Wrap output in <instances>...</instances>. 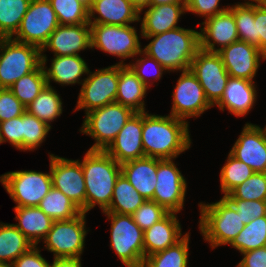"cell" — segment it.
<instances>
[{"label": "cell", "mask_w": 266, "mask_h": 267, "mask_svg": "<svg viewBox=\"0 0 266 267\" xmlns=\"http://www.w3.org/2000/svg\"><path fill=\"white\" fill-rule=\"evenodd\" d=\"M0 267H14L13 263H1L0 262Z\"/></svg>", "instance_id": "680465c9"}, {"label": "cell", "mask_w": 266, "mask_h": 267, "mask_svg": "<svg viewBox=\"0 0 266 267\" xmlns=\"http://www.w3.org/2000/svg\"><path fill=\"white\" fill-rule=\"evenodd\" d=\"M230 77L253 81L260 60L266 56L254 45L245 41H235L217 52Z\"/></svg>", "instance_id": "e0dca14e"}, {"label": "cell", "mask_w": 266, "mask_h": 267, "mask_svg": "<svg viewBox=\"0 0 266 267\" xmlns=\"http://www.w3.org/2000/svg\"><path fill=\"white\" fill-rule=\"evenodd\" d=\"M87 75L89 76L83 79L81 84L82 88L75 111L85 109L87 113L115 102L119 80V63L98 69L93 73L89 70Z\"/></svg>", "instance_id": "7c38bea8"}, {"label": "cell", "mask_w": 266, "mask_h": 267, "mask_svg": "<svg viewBox=\"0 0 266 267\" xmlns=\"http://www.w3.org/2000/svg\"><path fill=\"white\" fill-rule=\"evenodd\" d=\"M223 197L225 199L266 201V173L254 172L251 177Z\"/></svg>", "instance_id": "ab89813d"}, {"label": "cell", "mask_w": 266, "mask_h": 267, "mask_svg": "<svg viewBox=\"0 0 266 267\" xmlns=\"http://www.w3.org/2000/svg\"><path fill=\"white\" fill-rule=\"evenodd\" d=\"M156 182L152 200L168 212H180L184 206L187 183L173 159L157 158Z\"/></svg>", "instance_id": "5bb4252c"}, {"label": "cell", "mask_w": 266, "mask_h": 267, "mask_svg": "<svg viewBox=\"0 0 266 267\" xmlns=\"http://www.w3.org/2000/svg\"><path fill=\"white\" fill-rule=\"evenodd\" d=\"M139 9L148 5L149 0H131Z\"/></svg>", "instance_id": "11a10c76"}, {"label": "cell", "mask_w": 266, "mask_h": 267, "mask_svg": "<svg viewBox=\"0 0 266 267\" xmlns=\"http://www.w3.org/2000/svg\"><path fill=\"white\" fill-rule=\"evenodd\" d=\"M0 182L17 204L15 207L38 206L52 188L51 172L12 171L1 175Z\"/></svg>", "instance_id": "ba28073f"}, {"label": "cell", "mask_w": 266, "mask_h": 267, "mask_svg": "<svg viewBox=\"0 0 266 267\" xmlns=\"http://www.w3.org/2000/svg\"><path fill=\"white\" fill-rule=\"evenodd\" d=\"M79 2L83 3L88 9L91 6L93 0H78Z\"/></svg>", "instance_id": "9f6ffc18"}, {"label": "cell", "mask_w": 266, "mask_h": 267, "mask_svg": "<svg viewBox=\"0 0 266 267\" xmlns=\"http://www.w3.org/2000/svg\"><path fill=\"white\" fill-rule=\"evenodd\" d=\"M46 86V75L41 64L33 72L18 79L9 89L27 107Z\"/></svg>", "instance_id": "d590c367"}, {"label": "cell", "mask_w": 266, "mask_h": 267, "mask_svg": "<svg viewBox=\"0 0 266 267\" xmlns=\"http://www.w3.org/2000/svg\"><path fill=\"white\" fill-rule=\"evenodd\" d=\"M86 186V213L99 205L104 212L112 195L121 164L103 150H88L81 161Z\"/></svg>", "instance_id": "3957f363"}, {"label": "cell", "mask_w": 266, "mask_h": 267, "mask_svg": "<svg viewBox=\"0 0 266 267\" xmlns=\"http://www.w3.org/2000/svg\"><path fill=\"white\" fill-rule=\"evenodd\" d=\"M37 246H32L27 252L19 256L14 262V267H50L45 258L40 254Z\"/></svg>", "instance_id": "f907efd6"}, {"label": "cell", "mask_w": 266, "mask_h": 267, "mask_svg": "<svg viewBox=\"0 0 266 267\" xmlns=\"http://www.w3.org/2000/svg\"><path fill=\"white\" fill-rule=\"evenodd\" d=\"M242 253L266 246V216L254 219L229 244Z\"/></svg>", "instance_id": "8d00e7d4"}, {"label": "cell", "mask_w": 266, "mask_h": 267, "mask_svg": "<svg viewBox=\"0 0 266 267\" xmlns=\"http://www.w3.org/2000/svg\"><path fill=\"white\" fill-rule=\"evenodd\" d=\"M50 129L45 122L26 111L23 114L24 151L37 149Z\"/></svg>", "instance_id": "b9f144b4"}, {"label": "cell", "mask_w": 266, "mask_h": 267, "mask_svg": "<svg viewBox=\"0 0 266 267\" xmlns=\"http://www.w3.org/2000/svg\"><path fill=\"white\" fill-rule=\"evenodd\" d=\"M189 69L204 89L209 103L215 106L222 98L230 78L220 55L217 52H207L199 49Z\"/></svg>", "instance_id": "4fadbf2b"}, {"label": "cell", "mask_w": 266, "mask_h": 267, "mask_svg": "<svg viewBox=\"0 0 266 267\" xmlns=\"http://www.w3.org/2000/svg\"><path fill=\"white\" fill-rule=\"evenodd\" d=\"M111 221L110 247L127 267H140L144 260V231L132 215L103 212Z\"/></svg>", "instance_id": "52a82bcc"}, {"label": "cell", "mask_w": 266, "mask_h": 267, "mask_svg": "<svg viewBox=\"0 0 266 267\" xmlns=\"http://www.w3.org/2000/svg\"><path fill=\"white\" fill-rule=\"evenodd\" d=\"M239 213L246 225L250 221L266 216V201L226 199Z\"/></svg>", "instance_id": "f6af8a7d"}, {"label": "cell", "mask_w": 266, "mask_h": 267, "mask_svg": "<svg viewBox=\"0 0 266 267\" xmlns=\"http://www.w3.org/2000/svg\"><path fill=\"white\" fill-rule=\"evenodd\" d=\"M0 140L24 151L23 115L0 122Z\"/></svg>", "instance_id": "ee69618b"}, {"label": "cell", "mask_w": 266, "mask_h": 267, "mask_svg": "<svg viewBox=\"0 0 266 267\" xmlns=\"http://www.w3.org/2000/svg\"><path fill=\"white\" fill-rule=\"evenodd\" d=\"M59 24H89V9L78 0H49Z\"/></svg>", "instance_id": "f35d334b"}, {"label": "cell", "mask_w": 266, "mask_h": 267, "mask_svg": "<svg viewBox=\"0 0 266 267\" xmlns=\"http://www.w3.org/2000/svg\"><path fill=\"white\" fill-rule=\"evenodd\" d=\"M169 212L157 202L146 200L132 214L135 223L143 230H147L153 224L163 219Z\"/></svg>", "instance_id": "7bdbcfd3"}, {"label": "cell", "mask_w": 266, "mask_h": 267, "mask_svg": "<svg viewBox=\"0 0 266 267\" xmlns=\"http://www.w3.org/2000/svg\"><path fill=\"white\" fill-rule=\"evenodd\" d=\"M142 144L147 157L177 158L191 145L188 121L143 112Z\"/></svg>", "instance_id": "6da1fadb"}, {"label": "cell", "mask_w": 266, "mask_h": 267, "mask_svg": "<svg viewBox=\"0 0 266 267\" xmlns=\"http://www.w3.org/2000/svg\"><path fill=\"white\" fill-rule=\"evenodd\" d=\"M254 46L266 56V7L254 3Z\"/></svg>", "instance_id": "c3c4849f"}, {"label": "cell", "mask_w": 266, "mask_h": 267, "mask_svg": "<svg viewBox=\"0 0 266 267\" xmlns=\"http://www.w3.org/2000/svg\"><path fill=\"white\" fill-rule=\"evenodd\" d=\"M141 54H144L145 58L141 57V58L137 59L135 63L127 64V65L132 69V71L136 74V76L146 86L151 87L149 85L150 81H147L148 79H147L146 67H148V66H146V65H149V68L152 69L151 71L154 70V72H152V73H154V76L152 77V79H155V80H160L161 76L163 74V71H166V69L159 62H157L154 58L149 57L143 51L141 52Z\"/></svg>", "instance_id": "7dc6e473"}, {"label": "cell", "mask_w": 266, "mask_h": 267, "mask_svg": "<svg viewBox=\"0 0 266 267\" xmlns=\"http://www.w3.org/2000/svg\"><path fill=\"white\" fill-rule=\"evenodd\" d=\"M121 173L146 200H152L157 177V158L142 157L121 164Z\"/></svg>", "instance_id": "484cf974"}, {"label": "cell", "mask_w": 266, "mask_h": 267, "mask_svg": "<svg viewBox=\"0 0 266 267\" xmlns=\"http://www.w3.org/2000/svg\"><path fill=\"white\" fill-rule=\"evenodd\" d=\"M142 37L154 38L142 51L167 71L188 70L200 49L199 32L192 29L179 27L165 33Z\"/></svg>", "instance_id": "7a4b0ae2"}, {"label": "cell", "mask_w": 266, "mask_h": 267, "mask_svg": "<svg viewBox=\"0 0 266 267\" xmlns=\"http://www.w3.org/2000/svg\"><path fill=\"white\" fill-rule=\"evenodd\" d=\"M81 258H54L53 263L50 267H82L81 266Z\"/></svg>", "instance_id": "f5cc1de1"}, {"label": "cell", "mask_w": 266, "mask_h": 267, "mask_svg": "<svg viewBox=\"0 0 266 267\" xmlns=\"http://www.w3.org/2000/svg\"><path fill=\"white\" fill-rule=\"evenodd\" d=\"M42 64L37 46L0 38V88H9Z\"/></svg>", "instance_id": "8992f818"}, {"label": "cell", "mask_w": 266, "mask_h": 267, "mask_svg": "<svg viewBox=\"0 0 266 267\" xmlns=\"http://www.w3.org/2000/svg\"><path fill=\"white\" fill-rule=\"evenodd\" d=\"M199 206V228L212 249L230 244L245 226L239 213L224 197L212 204L201 202Z\"/></svg>", "instance_id": "277c9868"}, {"label": "cell", "mask_w": 266, "mask_h": 267, "mask_svg": "<svg viewBox=\"0 0 266 267\" xmlns=\"http://www.w3.org/2000/svg\"><path fill=\"white\" fill-rule=\"evenodd\" d=\"M62 100L52 86H46L39 95L26 107V111L51 127L49 122L54 121L62 114Z\"/></svg>", "instance_id": "d6a6232c"}, {"label": "cell", "mask_w": 266, "mask_h": 267, "mask_svg": "<svg viewBox=\"0 0 266 267\" xmlns=\"http://www.w3.org/2000/svg\"><path fill=\"white\" fill-rule=\"evenodd\" d=\"M176 217V213L169 212L163 219L144 231V258L165 250L184 237Z\"/></svg>", "instance_id": "cb8c5ba5"}, {"label": "cell", "mask_w": 266, "mask_h": 267, "mask_svg": "<svg viewBox=\"0 0 266 267\" xmlns=\"http://www.w3.org/2000/svg\"><path fill=\"white\" fill-rule=\"evenodd\" d=\"M59 25L49 0H31L18 30L11 38L41 49Z\"/></svg>", "instance_id": "9c48e42d"}, {"label": "cell", "mask_w": 266, "mask_h": 267, "mask_svg": "<svg viewBox=\"0 0 266 267\" xmlns=\"http://www.w3.org/2000/svg\"><path fill=\"white\" fill-rule=\"evenodd\" d=\"M226 161L220 171V187L224 196L229 194L235 187L242 184L254 173L247 164L236 159L230 153Z\"/></svg>", "instance_id": "74e56055"}, {"label": "cell", "mask_w": 266, "mask_h": 267, "mask_svg": "<svg viewBox=\"0 0 266 267\" xmlns=\"http://www.w3.org/2000/svg\"><path fill=\"white\" fill-rule=\"evenodd\" d=\"M38 207L54 221L77 217L81 210L60 190L52 187Z\"/></svg>", "instance_id": "836d02e7"}, {"label": "cell", "mask_w": 266, "mask_h": 267, "mask_svg": "<svg viewBox=\"0 0 266 267\" xmlns=\"http://www.w3.org/2000/svg\"><path fill=\"white\" fill-rule=\"evenodd\" d=\"M148 8L141 21V36H153L165 33L177 26L181 15L186 11V3H170L161 5H147L140 9V14L144 8Z\"/></svg>", "instance_id": "603a6c76"}, {"label": "cell", "mask_w": 266, "mask_h": 267, "mask_svg": "<svg viewBox=\"0 0 266 267\" xmlns=\"http://www.w3.org/2000/svg\"><path fill=\"white\" fill-rule=\"evenodd\" d=\"M52 187L60 190L86 213V186L79 160H69L50 154Z\"/></svg>", "instance_id": "9a60e30c"}, {"label": "cell", "mask_w": 266, "mask_h": 267, "mask_svg": "<svg viewBox=\"0 0 266 267\" xmlns=\"http://www.w3.org/2000/svg\"><path fill=\"white\" fill-rule=\"evenodd\" d=\"M91 48L123 58L135 57L142 52L139 37L133 26L90 24Z\"/></svg>", "instance_id": "8fae6325"}, {"label": "cell", "mask_w": 266, "mask_h": 267, "mask_svg": "<svg viewBox=\"0 0 266 267\" xmlns=\"http://www.w3.org/2000/svg\"><path fill=\"white\" fill-rule=\"evenodd\" d=\"M189 236V233H186L176 244L145 257L140 267H187Z\"/></svg>", "instance_id": "1f68e13d"}, {"label": "cell", "mask_w": 266, "mask_h": 267, "mask_svg": "<svg viewBox=\"0 0 266 267\" xmlns=\"http://www.w3.org/2000/svg\"><path fill=\"white\" fill-rule=\"evenodd\" d=\"M252 2H255L260 6L266 7V0H252Z\"/></svg>", "instance_id": "6f0895ef"}, {"label": "cell", "mask_w": 266, "mask_h": 267, "mask_svg": "<svg viewBox=\"0 0 266 267\" xmlns=\"http://www.w3.org/2000/svg\"><path fill=\"white\" fill-rule=\"evenodd\" d=\"M145 201L121 173L115 183L110 206L104 212L132 215Z\"/></svg>", "instance_id": "f546056e"}, {"label": "cell", "mask_w": 266, "mask_h": 267, "mask_svg": "<svg viewBox=\"0 0 266 267\" xmlns=\"http://www.w3.org/2000/svg\"><path fill=\"white\" fill-rule=\"evenodd\" d=\"M229 153L254 172L266 173V126L246 123Z\"/></svg>", "instance_id": "ac0fdd59"}, {"label": "cell", "mask_w": 266, "mask_h": 267, "mask_svg": "<svg viewBox=\"0 0 266 267\" xmlns=\"http://www.w3.org/2000/svg\"><path fill=\"white\" fill-rule=\"evenodd\" d=\"M134 113L117 102L87 112L80 131L95 140L89 150L105 151Z\"/></svg>", "instance_id": "5b68a950"}, {"label": "cell", "mask_w": 266, "mask_h": 267, "mask_svg": "<svg viewBox=\"0 0 266 267\" xmlns=\"http://www.w3.org/2000/svg\"><path fill=\"white\" fill-rule=\"evenodd\" d=\"M15 219L19 222L14 224L34 245L37 246L50 231L54 220L46 215L38 206L14 207Z\"/></svg>", "instance_id": "f1b7e54d"}, {"label": "cell", "mask_w": 266, "mask_h": 267, "mask_svg": "<svg viewBox=\"0 0 266 267\" xmlns=\"http://www.w3.org/2000/svg\"><path fill=\"white\" fill-rule=\"evenodd\" d=\"M142 128L143 112H135L105 151L119 164L145 157Z\"/></svg>", "instance_id": "d6986e66"}, {"label": "cell", "mask_w": 266, "mask_h": 267, "mask_svg": "<svg viewBox=\"0 0 266 267\" xmlns=\"http://www.w3.org/2000/svg\"><path fill=\"white\" fill-rule=\"evenodd\" d=\"M85 217L86 213L81 212L75 218L53 222L43 242L45 249L53 252L54 258H81L88 231Z\"/></svg>", "instance_id": "30bf717a"}, {"label": "cell", "mask_w": 266, "mask_h": 267, "mask_svg": "<svg viewBox=\"0 0 266 267\" xmlns=\"http://www.w3.org/2000/svg\"><path fill=\"white\" fill-rule=\"evenodd\" d=\"M41 59L48 86H51V80L62 86L76 83L82 84L80 77L83 74H88L89 71L87 63L80 55L55 56L52 59L50 68L45 65L48 60L46 55L41 53Z\"/></svg>", "instance_id": "4316f807"}, {"label": "cell", "mask_w": 266, "mask_h": 267, "mask_svg": "<svg viewBox=\"0 0 266 267\" xmlns=\"http://www.w3.org/2000/svg\"><path fill=\"white\" fill-rule=\"evenodd\" d=\"M243 259L237 267H266V246L242 253Z\"/></svg>", "instance_id": "816d5d0a"}, {"label": "cell", "mask_w": 266, "mask_h": 267, "mask_svg": "<svg viewBox=\"0 0 266 267\" xmlns=\"http://www.w3.org/2000/svg\"><path fill=\"white\" fill-rule=\"evenodd\" d=\"M254 81L230 77L220 101L216 104L220 110L225 107L233 115L245 116L254 106L257 93Z\"/></svg>", "instance_id": "d4e9b609"}, {"label": "cell", "mask_w": 266, "mask_h": 267, "mask_svg": "<svg viewBox=\"0 0 266 267\" xmlns=\"http://www.w3.org/2000/svg\"><path fill=\"white\" fill-rule=\"evenodd\" d=\"M249 1L228 7L233 12L239 40L254 45V2Z\"/></svg>", "instance_id": "60d3db41"}, {"label": "cell", "mask_w": 266, "mask_h": 267, "mask_svg": "<svg viewBox=\"0 0 266 267\" xmlns=\"http://www.w3.org/2000/svg\"><path fill=\"white\" fill-rule=\"evenodd\" d=\"M123 62V60L119 62V80L115 102L131 108L134 112H145L143 98L149 87Z\"/></svg>", "instance_id": "83f0119b"}, {"label": "cell", "mask_w": 266, "mask_h": 267, "mask_svg": "<svg viewBox=\"0 0 266 267\" xmlns=\"http://www.w3.org/2000/svg\"><path fill=\"white\" fill-rule=\"evenodd\" d=\"M199 32L200 49L207 52H218L220 49L238 41V32L233 12L228 8L218 15L211 16L202 22ZM216 44L221 48H216Z\"/></svg>", "instance_id": "ffe728a7"}, {"label": "cell", "mask_w": 266, "mask_h": 267, "mask_svg": "<svg viewBox=\"0 0 266 267\" xmlns=\"http://www.w3.org/2000/svg\"><path fill=\"white\" fill-rule=\"evenodd\" d=\"M140 17V9L131 0H93L89 7V24L126 26Z\"/></svg>", "instance_id": "7402d4cb"}, {"label": "cell", "mask_w": 266, "mask_h": 267, "mask_svg": "<svg viewBox=\"0 0 266 267\" xmlns=\"http://www.w3.org/2000/svg\"><path fill=\"white\" fill-rule=\"evenodd\" d=\"M32 246L34 245L14 224L0 223L1 263H13Z\"/></svg>", "instance_id": "4dcf8cb0"}, {"label": "cell", "mask_w": 266, "mask_h": 267, "mask_svg": "<svg viewBox=\"0 0 266 267\" xmlns=\"http://www.w3.org/2000/svg\"><path fill=\"white\" fill-rule=\"evenodd\" d=\"M220 0H186V11L209 18L226 11L229 7H219Z\"/></svg>", "instance_id": "681fc988"}, {"label": "cell", "mask_w": 266, "mask_h": 267, "mask_svg": "<svg viewBox=\"0 0 266 267\" xmlns=\"http://www.w3.org/2000/svg\"><path fill=\"white\" fill-rule=\"evenodd\" d=\"M172 96L173 105L170 115L184 121L189 117H198L213 107L190 69L182 71Z\"/></svg>", "instance_id": "2e32d148"}, {"label": "cell", "mask_w": 266, "mask_h": 267, "mask_svg": "<svg viewBox=\"0 0 266 267\" xmlns=\"http://www.w3.org/2000/svg\"><path fill=\"white\" fill-rule=\"evenodd\" d=\"M170 3H186V0H149L148 5H161Z\"/></svg>", "instance_id": "db71d44e"}, {"label": "cell", "mask_w": 266, "mask_h": 267, "mask_svg": "<svg viewBox=\"0 0 266 267\" xmlns=\"http://www.w3.org/2000/svg\"><path fill=\"white\" fill-rule=\"evenodd\" d=\"M26 112V107L9 88H0V122L19 117Z\"/></svg>", "instance_id": "bcb514c9"}, {"label": "cell", "mask_w": 266, "mask_h": 267, "mask_svg": "<svg viewBox=\"0 0 266 267\" xmlns=\"http://www.w3.org/2000/svg\"><path fill=\"white\" fill-rule=\"evenodd\" d=\"M51 50L54 56L79 55L87 48L91 49L90 24L59 25L40 49Z\"/></svg>", "instance_id": "44dd1931"}, {"label": "cell", "mask_w": 266, "mask_h": 267, "mask_svg": "<svg viewBox=\"0 0 266 267\" xmlns=\"http://www.w3.org/2000/svg\"><path fill=\"white\" fill-rule=\"evenodd\" d=\"M31 0H0V38H11L18 30Z\"/></svg>", "instance_id": "e575fe53"}]
</instances>
